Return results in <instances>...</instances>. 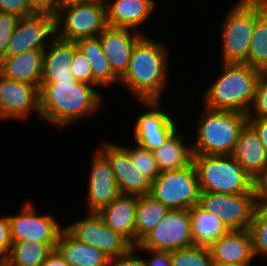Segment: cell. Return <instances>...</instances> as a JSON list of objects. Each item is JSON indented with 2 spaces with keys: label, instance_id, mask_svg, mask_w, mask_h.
I'll use <instances>...</instances> for the list:
<instances>
[{
  "label": "cell",
  "instance_id": "6da1fadb",
  "mask_svg": "<svg viewBox=\"0 0 267 266\" xmlns=\"http://www.w3.org/2000/svg\"><path fill=\"white\" fill-rule=\"evenodd\" d=\"M92 86L78 81H41L40 117L63 127L88 115L102 101Z\"/></svg>",
  "mask_w": 267,
  "mask_h": 266
},
{
  "label": "cell",
  "instance_id": "7a4b0ae2",
  "mask_svg": "<svg viewBox=\"0 0 267 266\" xmlns=\"http://www.w3.org/2000/svg\"><path fill=\"white\" fill-rule=\"evenodd\" d=\"M143 35L134 45L130 63L120 80L141 100H160L167 81V50Z\"/></svg>",
  "mask_w": 267,
  "mask_h": 266
},
{
  "label": "cell",
  "instance_id": "3957f363",
  "mask_svg": "<svg viewBox=\"0 0 267 266\" xmlns=\"http://www.w3.org/2000/svg\"><path fill=\"white\" fill-rule=\"evenodd\" d=\"M222 65V75L206 91L205 107L247 114L262 71L245 63Z\"/></svg>",
  "mask_w": 267,
  "mask_h": 266
},
{
  "label": "cell",
  "instance_id": "277c9868",
  "mask_svg": "<svg viewBox=\"0 0 267 266\" xmlns=\"http://www.w3.org/2000/svg\"><path fill=\"white\" fill-rule=\"evenodd\" d=\"M201 192L257 193L256 181L231 155H193Z\"/></svg>",
  "mask_w": 267,
  "mask_h": 266
},
{
  "label": "cell",
  "instance_id": "5b68a950",
  "mask_svg": "<svg viewBox=\"0 0 267 266\" xmlns=\"http://www.w3.org/2000/svg\"><path fill=\"white\" fill-rule=\"evenodd\" d=\"M206 109L199 120L193 155H231L247 124V114Z\"/></svg>",
  "mask_w": 267,
  "mask_h": 266
},
{
  "label": "cell",
  "instance_id": "8992f818",
  "mask_svg": "<svg viewBox=\"0 0 267 266\" xmlns=\"http://www.w3.org/2000/svg\"><path fill=\"white\" fill-rule=\"evenodd\" d=\"M267 9V0H240L222 24L223 63H246L256 19Z\"/></svg>",
  "mask_w": 267,
  "mask_h": 266
},
{
  "label": "cell",
  "instance_id": "52a82bcc",
  "mask_svg": "<svg viewBox=\"0 0 267 266\" xmlns=\"http://www.w3.org/2000/svg\"><path fill=\"white\" fill-rule=\"evenodd\" d=\"M200 185L192 162L185 168L165 170L151 182L150 195L169 210H186L199 203Z\"/></svg>",
  "mask_w": 267,
  "mask_h": 266
},
{
  "label": "cell",
  "instance_id": "ba28073f",
  "mask_svg": "<svg viewBox=\"0 0 267 266\" xmlns=\"http://www.w3.org/2000/svg\"><path fill=\"white\" fill-rule=\"evenodd\" d=\"M55 24L56 37L65 41L98 37L108 26L105 1L60 7L55 15Z\"/></svg>",
  "mask_w": 267,
  "mask_h": 266
},
{
  "label": "cell",
  "instance_id": "9c48e42d",
  "mask_svg": "<svg viewBox=\"0 0 267 266\" xmlns=\"http://www.w3.org/2000/svg\"><path fill=\"white\" fill-rule=\"evenodd\" d=\"M194 246L189 209L169 210L164 218L134 248L170 252Z\"/></svg>",
  "mask_w": 267,
  "mask_h": 266
},
{
  "label": "cell",
  "instance_id": "30bf717a",
  "mask_svg": "<svg viewBox=\"0 0 267 266\" xmlns=\"http://www.w3.org/2000/svg\"><path fill=\"white\" fill-rule=\"evenodd\" d=\"M218 217L229 230L248 229L257 208V193L220 194L201 192L198 203Z\"/></svg>",
  "mask_w": 267,
  "mask_h": 266
},
{
  "label": "cell",
  "instance_id": "8fae6325",
  "mask_svg": "<svg viewBox=\"0 0 267 266\" xmlns=\"http://www.w3.org/2000/svg\"><path fill=\"white\" fill-rule=\"evenodd\" d=\"M76 240L93 246L110 259L128 254L134 246L120 233L113 231L97 213L64 228Z\"/></svg>",
  "mask_w": 267,
  "mask_h": 266
},
{
  "label": "cell",
  "instance_id": "7c38bea8",
  "mask_svg": "<svg viewBox=\"0 0 267 266\" xmlns=\"http://www.w3.org/2000/svg\"><path fill=\"white\" fill-rule=\"evenodd\" d=\"M55 25V16L49 14L35 13L21 17L9 39L5 56H16L28 51H44L48 46V40L45 39L50 35L56 36Z\"/></svg>",
  "mask_w": 267,
  "mask_h": 266
},
{
  "label": "cell",
  "instance_id": "4fadbf2b",
  "mask_svg": "<svg viewBox=\"0 0 267 266\" xmlns=\"http://www.w3.org/2000/svg\"><path fill=\"white\" fill-rule=\"evenodd\" d=\"M35 207L26 203L20 214L8 216L12 242L36 240L56 249L59 235L63 228L51 215H37Z\"/></svg>",
  "mask_w": 267,
  "mask_h": 266
},
{
  "label": "cell",
  "instance_id": "5bb4252c",
  "mask_svg": "<svg viewBox=\"0 0 267 266\" xmlns=\"http://www.w3.org/2000/svg\"><path fill=\"white\" fill-rule=\"evenodd\" d=\"M34 110L40 116L39 88L0 75V118L25 119Z\"/></svg>",
  "mask_w": 267,
  "mask_h": 266
},
{
  "label": "cell",
  "instance_id": "9a60e30c",
  "mask_svg": "<svg viewBox=\"0 0 267 266\" xmlns=\"http://www.w3.org/2000/svg\"><path fill=\"white\" fill-rule=\"evenodd\" d=\"M100 150L111 165L121 194L141 196L150 193L151 181L133 166L129 153L124 147L105 142Z\"/></svg>",
  "mask_w": 267,
  "mask_h": 266
},
{
  "label": "cell",
  "instance_id": "2e32d148",
  "mask_svg": "<svg viewBox=\"0 0 267 266\" xmlns=\"http://www.w3.org/2000/svg\"><path fill=\"white\" fill-rule=\"evenodd\" d=\"M143 102L151 107V111L143 113L137 119L134 137L136 145L154 151L177 132L176 124L168 113L158 109L159 100H143Z\"/></svg>",
  "mask_w": 267,
  "mask_h": 266
},
{
  "label": "cell",
  "instance_id": "e0dca14e",
  "mask_svg": "<svg viewBox=\"0 0 267 266\" xmlns=\"http://www.w3.org/2000/svg\"><path fill=\"white\" fill-rule=\"evenodd\" d=\"M89 176L88 204L90 213H98L108 206L121 193L115 181L114 173L108 159L100 152L92 159Z\"/></svg>",
  "mask_w": 267,
  "mask_h": 266
},
{
  "label": "cell",
  "instance_id": "ac0fdd59",
  "mask_svg": "<svg viewBox=\"0 0 267 266\" xmlns=\"http://www.w3.org/2000/svg\"><path fill=\"white\" fill-rule=\"evenodd\" d=\"M130 30L107 26L98 36L110 67L119 78L127 71L134 45L143 36L138 31L131 34Z\"/></svg>",
  "mask_w": 267,
  "mask_h": 266
},
{
  "label": "cell",
  "instance_id": "d6986e66",
  "mask_svg": "<svg viewBox=\"0 0 267 266\" xmlns=\"http://www.w3.org/2000/svg\"><path fill=\"white\" fill-rule=\"evenodd\" d=\"M214 266L251 263L254 258L252 238L248 229L230 230L209 246Z\"/></svg>",
  "mask_w": 267,
  "mask_h": 266
},
{
  "label": "cell",
  "instance_id": "ffe728a7",
  "mask_svg": "<svg viewBox=\"0 0 267 266\" xmlns=\"http://www.w3.org/2000/svg\"><path fill=\"white\" fill-rule=\"evenodd\" d=\"M231 156L254 181H257L267 167V151L248 124L241 130Z\"/></svg>",
  "mask_w": 267,
  "mask_h": 266
},
{
  "label": "cell",
  "instance_id": "44dd1931",
  "mask_svg": "<svg viewBox=\"0 0 267 266\" xmlns=\"http://www.w3.org/2000/svg\"><path fill=\"white\" fill-rule=\"evenodd\" d=\"M138 196L120 194L97 214L113 231L120 233L135 247V215Z\"/></svg>",
  "mask_w": 267,
  "mask_h": 266
},
{
  "label": "cell",
  "instance_id": "7402d4cb",
  "mask_svg": "<svg viewBox=\"0 0 267 266\" xmlns=\"http://www.w3.org/2000/svg\"><path fill=\"white\" fill-rule=\"evenodd\" d=\"M48 50L43 51L41 81H76L71 73L74 42L49 37Z\"/></svg>",
  "mask_w": 267,
  "mask_h": 266
},
{
  "label": "cell",
  "instance_id": "603a6c76",
  "mask_svg": "<svg viewBox=\"0 0 267 266\" xmlns=\"http://www.w3.org/2000/svg\"><path fill=\"white\" fill-rule=\"evenodd\" d=\"M104 1L108 26L127 29L137 27L148 19L156 4L154 0H115L113 3L112 0Z\"/></svg>",
  "mask_w": 267,
  "mask_h": 266
},
{
  "label": "cell",
  "instance_id": "cb8c5ba5",
  "mask_svg": "<svg viewBox=\"0 0 267 266\" xmlns=\"http://www.w3.org/2000/svg\"><path fill=\"white\" fill-rule=\"evenodd\" d=\"M43 65V51H28L16 56H5L0 61V75L3 77L36 85L40 89Z\"/></svg>",
  "mask_w": 267,
  "mask_h": 266
},
{
  "label": "cell",
  "instance_id": "d4e9b609",
  "mask_svg": "<svg viewBox=\"0 0 267 266\" xmlns=\"http://www.w3.org/2000/svg\"><path fill=\"white\" fill-rule=\"evenodd\" d=\"M56 248L71 266H109L111 260L93 246L76 240L64 228Z\"/></svg>",
  "mask_w": 267,
  "mask_h": 266
},
{
  "label": "cell",
  "instance_id": "484cf974",
  "mask_svg": "<svg viewBox=\"0 0 267 266\" xmlns=\"http://www.w3.org/2000/svg\"><path fill=\"white\" fill-rule=\"evenodd\" d=\"M189 214L194 246L209 247L230 231L220 217L204 210L199 204L192 206Z\"/></svg>",
  "mask_w": 267,
  "mask_h": 266
},
{
  "label": "cell",
  "instance_id": "4316f807",
  "mask_svg": "<svg viewBox=\"0 0 267 266\" xmlns=\"http://www.w3.org/2000/svg\"><path fill=\"white\" fill-rule=\"evenodd\" d=\"M75 43L90 62L93 87L94 85L103 86L120 81V78L112 71L109 61L102 51L99 37L79 39Z\"/></svg>",
  "mask_w": 267,
  "mask_h": 266
},
{
  "label": "cell",
  "instance_id": "83f0119b",
  "mask_svg": "<svg viewBox=\"0 0 267 266\" xmlns=\"http://www.w3.org/2000/svg\"><path fill=\"white\" fill-rule=\"evenodd\" d=\"M181 136L175 132L167 142L153 151L160 172L185 168L193 162L192 146H185Z\"/></svg>",
  "mask_w": 267,
  "mask_h": 266
},
{
  "label": "cell",
  "instance_id": "f1b7e54d",
  "mask_svg": "<svg viewBox=\"0 0 267 266\" xmlns=\"http://www.w3.org/2000/svg\"><path fill=\"white\" fill-rule=\"evenodd\" d=\"M169 209L152 195L138 196L135 215V246L164 218Z\"/></svg>",
  "mask_w": 267,
  "mask_h": 266
},
{
  "label": "cell",
  "instance_id": "f546056e",
  "mask_svg": "<svg viewBox=\"0 0 267 266\" xmlns=\"http://www.w3.org/2000/svg\"><path fill=\"white\" fill-rule=\"evenodd\" d=\"M52 250L48 244L36 240L16 241L4 261L9 266H41Z\"/></svg>",
  "mask_w": 267,
  "mask_h": 266
},
{
  "label": "cell",
  "instance_id": "4dcf8cb0",
  "mask_svg": "<svg viewBox=\"0 0 267 266\" xmlns=\"http://www.w3.org/2000/svg\"><path fill=\"white\" fill-rule=\"evenodd\" d=\"M245 64L267 72V9L255 21Z\"/></svg>",
  "mask_w": 267,
  "mask_h": 266
},
{
  "label": "cell",
  "instance_id": "1f68e13d",
  "mask_svg": "<svg viewBox=\"0 0 267 266\" xmlns=\"http://www.w3.org/2000/svg\"><path fill=\"white\" fill-rule=\"evenodd\" d=\"M171 266H214L209 247L191 246L170 251Z\"/></svg>",
  "mask_w": 267,
  "mask_h": 266
},
{
  "label": "cell",
  "instance_id": "d6a6232c",
  "mask_svg": "<svg viewBox=\"0 0 267 266\" xmlns=\"http://www.w3.org/2000/svg\"><path fill=\"white\" fill-rule=\"evenodd\" d=\"M130 156L131 162L136 167L139 173L143 174L151 182L160 174L157 162L154 158L153 151L142 146L131 149L124 147Z\"/></svg>",
  "mask_w": 267,
  "mask_h": 266
},
{
  "label": "cell",
  "instance_id": "836d02e7",
  "mask_svg": "<svg viewBox=\"0 0 267 266\" xmlns=\"http://www.w3.org/2000/svg\"><path fill=\"white\" fill-rule=\"evenodd\" d=\"M248 230L254 256L259 253L267 256V218L257 208Z\"/></svg>",
  "mask_w": 267,
  "mask_h": 266
},
{
  "label": "cell",
  "instance_id": "e575fe53",
  "mask_svg": "<svg viewBox=\"0 0 267 266\" xmlns=\"http://www.w3.org/2000/svg\"><path fill=\"white\" fill-rule=\"evenodd\" d=\"M71 73L76 81L93 85V74L88 58L74 42V55L71 61Z\"/></svg>",
  "mask_w": 267,
  "mask_h": 266
},
{
  "label": "cell",
  "instance_id": "d590c367",
  "mask_svg": "<svg viewBox=\"0 0 267 266\" xmlns=\"http://www.w3.org/2000/svg\"><path fill=\"white\" fill-rule=\"evenodd\" d=\"M250 110L255 111L251 112ZM253 113H255L256 117H254ZM247 118L267 119V72H262L257 82L254 100L247 113Z\"/></svg>",
  "mask_w": 267,
  "mask_h": 266
},
{
  "label": "cell",
  "instance_id": "8d00e7d4",
  "mask_svg": "<svg viewBox=\"0 0 267 266\" xmlns=\"http://www.w3.org/2000/svg\"><path fill=\"white\" fill-rule=\"evenodd\" d=\"M20 17L0 12V61L5 58V52L9 39L18 23Z\"/></svg>",
  "mask_w": 267,
  "mask_h": 266
},
{
  "label": "cell",
  "instance_id": "74e56055",
  "mask_svg": "<svg viewBox=\"0 0 267 266\" xmlns=\"http://www.w3.org/2000/svg\"><path fill=\"white\" fill-rule=\"evenodd\" d=\"M0 12L11 13L20 18L36 13L29 0H0Z\"/></svg>",
  "mask_w": 267,
  "mask_h": 266
},
{
  "label": "cell",
  "instance_id": "f35d334b",
  "mask_svg": "<svg viewBox=\"0 0 267 266\" xmlns=\"http://www.w3.org/2000/svg\"><path fill=\"white\" fill-rule=\"evenodd\" d=\"M12 243L8 216L0 217V260L8 256Z\"/></svg>",
  "mask_w": 267,
  "mask_h": 266
},
{
  "label": "cell",
  "instance_id": "ab89813d",
  "mask_svg": "<svg viewBox=\"0 0 267 266\" xmlns=\"http://www.w3.org/2000/svg\"><path fill=\"white\" fill-rule=\"evenodd\" d=\"M29 2L36 13L55 16L60 8V0H29Z\"/></svg>",
  "mask_w": 267,
  "mask_h": 266
},
{
  "label": "cell",
  "instance_id": "60d3db41",
  "mask_svg": "<svg viewBox=\"0 0 267 266\" xmlns=\"http://www.w3.org/2000/svg\"><path fill=\"white\" fill-rule=\"evenodd\" d=\"M247 124L258 135L260 142L267 151V119L264 118H247Z\"/></svg>",
  "mask_w": 267,
  "mask_h": 266
},
{
  "label": "cell",
  "instance_id": "b9f144b4",
  "mask_svg": "<svg viewBox=\"0 0 267 266\" xmlns=\"http://www.w3.org/2000/svg\"><path fill=\"white\" fill-rule=\"evenodd\" d=\"M135 251L136 249L133 248L128 254L111 259L109 266H146L144 259L134 255Z\"/></svg>",
  "mask_w": 267,
  "mask_h": 266
},
{
  "label": "cell",
  "instance_id": "7bdbcfd3",
  "mask_svg": "<svg viewBox=\"0 0 267 266\" xmlns=\"http://www.w3.org/2000/svg\"><path fill=\"white\" fill-rule=\"evenodd\" d=\"M149 260L144 259L146 266H171L170 252L150 251Z\"/></svg>",
  "mask_w": 267,
  "mask_h": 266
},
{
  "label": "cell",
  "instance_id": "ee69618b",
  "mask_svg": "<svg viewBox=\"0 0 267 266\" xmlns=\"http://www.w3.org/2000/svg\"><path fill=\"white\" fill-rule=\"evenodd\" d=\"M41 266H71L63 257V255L59 252V250L53 249L46 260L43 262Z\"/></svg>",
  "mask_w": 267,
  "mask_h": 266
},
{
  "label": "cell",
  "instance_id": "f6af8a7d",
  "mask_svg": "<svg viewBox=\"0 0 267 266\" xmlns=\"http://www.w3.org/2000/svg\"><path fill=\"white\" fill-rule=\"evenodd\" d=\"M257 195H267V167L256 181Z\"/></svg>",
  "mask_w": 267,
  "mask_h": 266
},
{
  "label": "cell",
  "instance_id": "bcb514c9",
  "mask_svg": "<svg viewBox=\"0 0 267 266\" xmlns=\"http://www.w3.org/2000/svg\"><path fill=\"white\" fill-rule=\"evenodd\" d=\"M257 209L267 218V195H257Z\"/></svg>",
  "mask_w": 267,
  "mask_h": 266
},
{
  "label": "cell",
  "instance_id": "7dc6e473",
  "mask_svg": "<svg viewBox=\"0 0 267 266\" xmlns=\"http://www.w3.org/2000/svg\"><path fill=\"white\" fill-rule=\"evenodd\" d=\"M96 1H104V0H60V7H65L71 4L88 3Z\"/></svg>",
  "mask_w": 267,
  "mask_h": 266
},
{
  "label": "cell",
  "instance_id": "c3c4849f",
  "mask_svg": "<svg viewBox=\"0 0 267 266\" xmlns=\"http://www.w3.org/2000/svg\"><path fill=\"white\" fill-rule=\"evenodd\" d=\"M251 263H231V264H226V265H221V266H251Z\"/></svg>",
  "mask_w": 267,
  "mask_h": 266
},
{
  "label": "cell",
  "instance_id": "681fc988",
  "mask_svg": "<svg viewBox=\"0 0 267 266\" xmlns=\"http://www.w3.org/2000/svg\"><path fill=\"white\" fill-rule=\"evenodd\" d=\"M0 266H9L4 260H0Z\"/></svg>",
  "mask_w": 267,
  "mask_h": 266
}]
</instances>
